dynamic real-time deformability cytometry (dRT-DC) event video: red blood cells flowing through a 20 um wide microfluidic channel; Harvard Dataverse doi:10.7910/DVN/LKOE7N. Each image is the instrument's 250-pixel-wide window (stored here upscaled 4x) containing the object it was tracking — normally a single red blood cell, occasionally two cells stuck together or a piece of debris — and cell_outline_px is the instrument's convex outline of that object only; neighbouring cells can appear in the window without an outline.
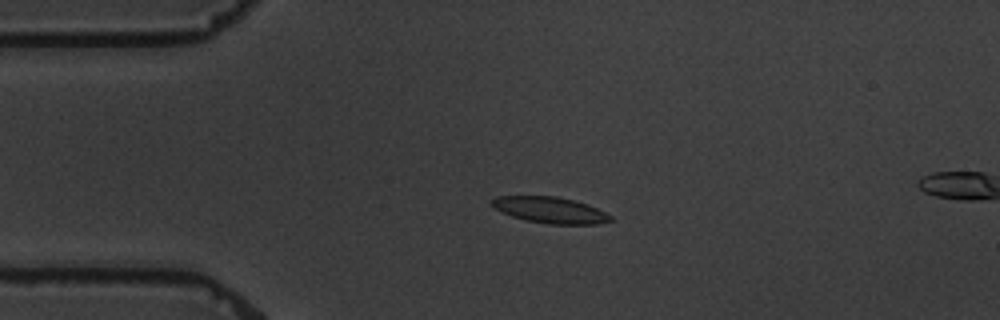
{"species": "common noctule bat (a hibernating species)", "species_latin": "Nyctalus noctula", "temperature_condition": "warm", "stored_images_in_passage": 5, "camera_frame_rate_fps": 3000, "um_per_image_px": 0.085, "animal": {"sex": "male", "body_mass_g": 19.5, "forearm_length_mm": 54.6}, "frame": {"image": 1, "passage_image": 4, "time_ms": 3.667, "image_size_px": [1000, 320], "cell_outline_px": [[612, 220], [596, 224], [548, 224], [528, 220], [512, 216], [492, 208], [488, 204], [488, 200], [496, 196], [556, 196], [588, 204], [612, 216]], "centroid_in_image_um": [46.68, 17.84], "position_along_channel_um": 38.3, "area_um2": 18.15}}